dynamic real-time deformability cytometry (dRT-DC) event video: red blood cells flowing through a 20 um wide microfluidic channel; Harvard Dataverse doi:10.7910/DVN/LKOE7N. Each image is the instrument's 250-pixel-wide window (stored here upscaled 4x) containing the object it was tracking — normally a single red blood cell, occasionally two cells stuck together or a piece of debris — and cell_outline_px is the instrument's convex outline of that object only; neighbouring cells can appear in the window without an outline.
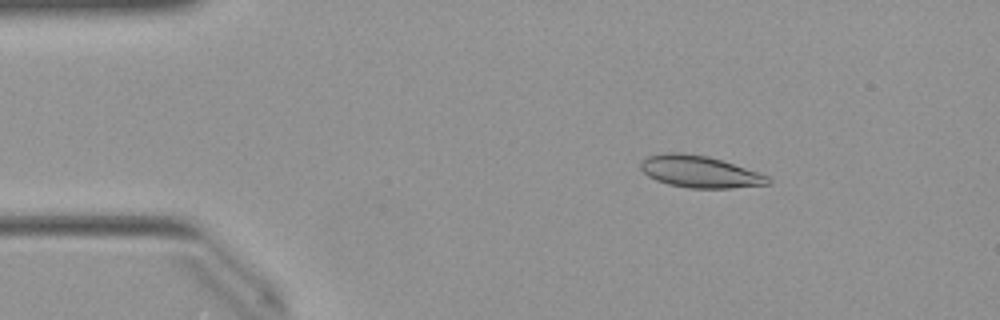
{"species": "Egyptian fruit bat (a non-hibernating species)", "species_latin": "Rousettus aegyptiacus", "temperature_condition": "warm", "stored_images_in_passage": 22, "camera_frame_rate_fps": 3000, "um_per_image_px": 0.085, "animal": {"sex": "female"}, "frame": {"image": 1, "passage_image": 8, "time_ms": 2.333, "image_size_px": [1000, 320], "cell_outline_px": [[772, 180], [768, 184], [732, 188], [688, 188], [668, 184], [656, 180], [648, 176], [640, 168], [640, 160], [648, 156], [664, 152], [684, 152], [708, 156], [760, 172], [768, 176]], "centroid_in_image_um": [59.46, 14.58], "position_along_channel_um": 25.5, "area_um2": 23.87}}
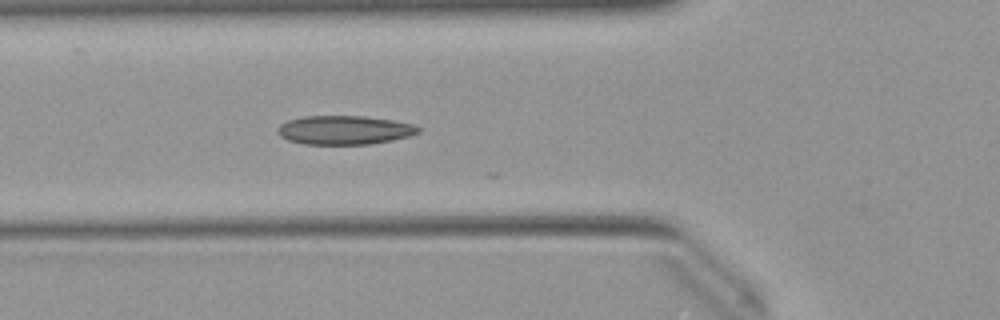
{"frame": {"image": 2, "passage_image": 18, "time_ms": 5.667, "image_size_px": [1000, 320], "cell_outline_px": [[420, 132], [408, 136], [392, 140], [368, 144], [304, 144], [288, 140], [280, 136], [276, 132], [276, 128], [280, 124], [288, 120], [304, 116], [364, 116], [392, 120], [412, 124], [420, 128]], "centroid_in_image_um": [29.23, 11.05], "position_along_channel_um": 96.6, "area_um2": 23.64}}
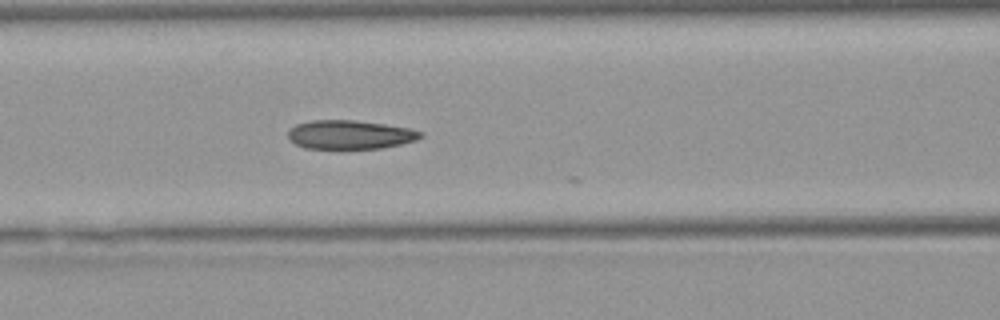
{"frame": {"image": 3, "passage_image": 21, "time_ms": 6.667, "image_size_px": [1000, 320], "cell_outline_px": [[424, 136], [416, 140], [400, 144], [380, 148], [304, 148], [296, 144], [288, 136], [288, 132], [296, 124], [312, 120], [356, 120], [384, 124], [408, 128], [424, 132]], "centroid_in_image_um": [29.77, 11.44], "position_along_channel_um": 136.8, "area_um2": 22.08}}